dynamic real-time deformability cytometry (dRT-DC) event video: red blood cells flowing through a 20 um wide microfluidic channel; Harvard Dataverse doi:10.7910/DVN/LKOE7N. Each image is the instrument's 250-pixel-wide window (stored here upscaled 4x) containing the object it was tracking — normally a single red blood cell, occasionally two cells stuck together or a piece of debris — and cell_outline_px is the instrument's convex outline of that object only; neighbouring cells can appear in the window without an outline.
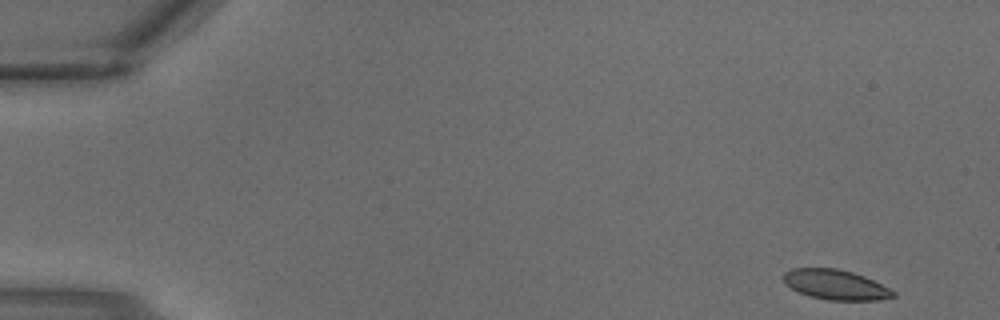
{"species": "common noctule bat (a hibernating species)", "species_latin": "Nyctalus noctula", "temperature_condition": "warm", "stored_images_in_passage": 2, "camera_frame_rate_fps": 3000, "um_per_image_px": 0.085, "animal": {"sex": "male", "body_mass_g": 18.8}, "frame": {"image": 1, "passage_image": 1, "time_ms": 0.0, "image_size_px": [1000, 320], "cell_outline_px": [[896, 296], [876, 300], [828, 300], [808, 296], [784, 284], [784, 272], [792, 268], [836, 268], [852, 272], [864, 276], [896, 292]], "centroid_in_image_um": [71.0, 24.2], "position_along_channel_um": 14.0, "area_um2": 19.02}}